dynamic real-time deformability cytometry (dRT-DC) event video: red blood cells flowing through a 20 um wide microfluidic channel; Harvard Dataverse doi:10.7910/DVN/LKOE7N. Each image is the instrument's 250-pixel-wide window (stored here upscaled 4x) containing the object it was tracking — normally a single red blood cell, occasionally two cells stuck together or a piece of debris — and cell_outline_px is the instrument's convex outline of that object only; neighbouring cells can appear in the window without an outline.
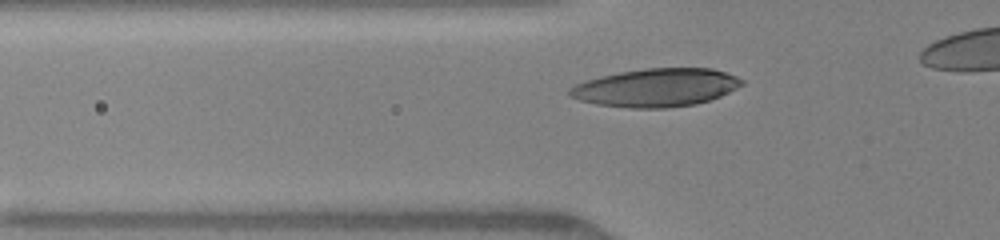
{"species": "human", "species_latin": "Homo sapiens", "temperature_condition": "warm", "stored_images_in_passage": 27, "camera_frame_rate_fps": 3000, "um_per_image_px": 0.085, "donor": {"sex": "female"}, "frame": {"image": 1, "passage_image": 7, "time_ms": 2.333, "image_size_px": [1000, 240], "cell_outline_px": [[744, 84], [720, 96], [696, 104], [664, 108], [628, 108], [596, 104], [580, 100], [568, 96], [568, 88], [576, 84], [600, 76], [620, 72], [644, 68], [712, 68], [736, 76], [744, 80]], "centroid_in_image_um": [55.75, 7.45], "position_along_channel_um": 70.0, "area_um2": 38.26}}
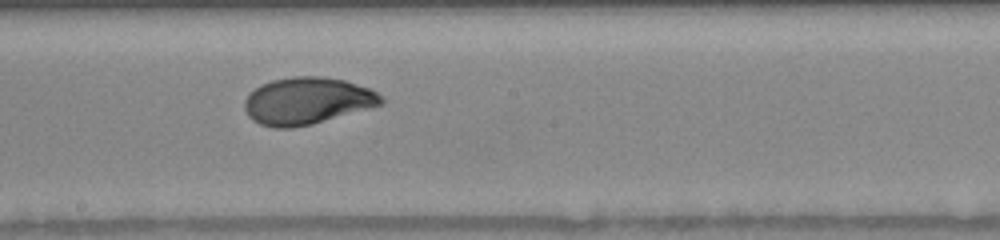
{"frame": {"image": 2, "passage_image": 16, "time_ms": 6.0, "image_size_px": [1000, 240], "cell_outline_px": [[384, 104], [312, 124], [292, 128], [272, 128], [260, 124], [252, 120], [248, 116], [244, 108], [244, 100], [260, 84], [272, 80], [292, 76], [324, 76], [344, 80], [368, 88], [384, 96]], "centroid_in_image_um": [26.1, 8.57], "position_along_channel_um": 222.1, "area_um2": 37.57}}
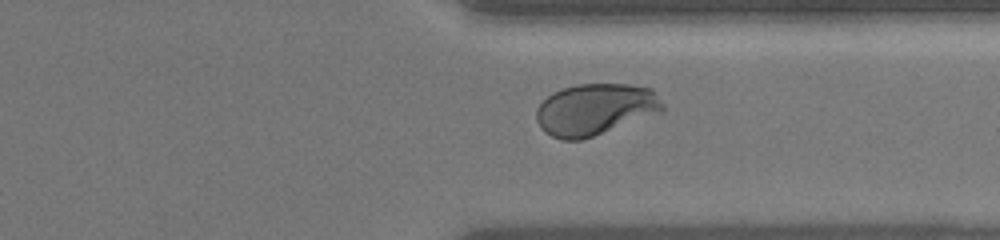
{"frame": {"image": 3, "passage_image": 25, "time_ms": 9.333, "image_size_px": [1000, 240], "cell_outline_px": [[664, 112], [580, 140], [564, 140], [552, 136], [544, 132], [540, 128], [536, 120], [536, 108], [552, 92], [576, 84], [628, 84], [652, 88], [664, 104]], "centroid_in_image_um": [50.6, 9.29], "position_along_channel_um": 360.8, "area_um2": 38.09}}